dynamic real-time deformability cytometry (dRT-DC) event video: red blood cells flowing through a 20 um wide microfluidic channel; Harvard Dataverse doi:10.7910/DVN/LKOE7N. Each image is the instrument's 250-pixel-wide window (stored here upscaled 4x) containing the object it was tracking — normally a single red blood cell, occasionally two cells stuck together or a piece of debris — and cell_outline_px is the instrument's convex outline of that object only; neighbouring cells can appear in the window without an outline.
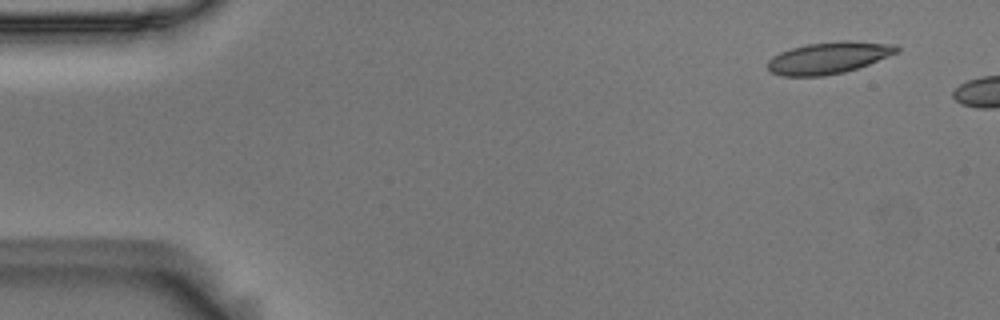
{"species": "Egyptian fruit bat (a non-hibernating species)", "species_latin": "Rousettus aegyptiacus", "temperature_condition": "room temperature", "stored_images_in_passage": 3, "camera_frame_rate_fps": 3000, "um_per_image_px": 0.085, "animal": {"sex": "male"}, "frame": {"image": 1, "passage_image": 1, "time_ms": 0.0, "image_size_px": [1000, 320], "cell_outline_px": [[900, 52], [868, 64], [844, 72], [824, 76], [780, 76], [772, 72], [768, 68], [768, 60], [772, 56], [780, 52], [792, 48], [808, 44], [840, 40], [848, 40], [896, 44], [900, 48]], "centroid_in_image_um": [70.46, 4.9], "position_along_channel_um": 14.5, "area_um2": 23.99}}